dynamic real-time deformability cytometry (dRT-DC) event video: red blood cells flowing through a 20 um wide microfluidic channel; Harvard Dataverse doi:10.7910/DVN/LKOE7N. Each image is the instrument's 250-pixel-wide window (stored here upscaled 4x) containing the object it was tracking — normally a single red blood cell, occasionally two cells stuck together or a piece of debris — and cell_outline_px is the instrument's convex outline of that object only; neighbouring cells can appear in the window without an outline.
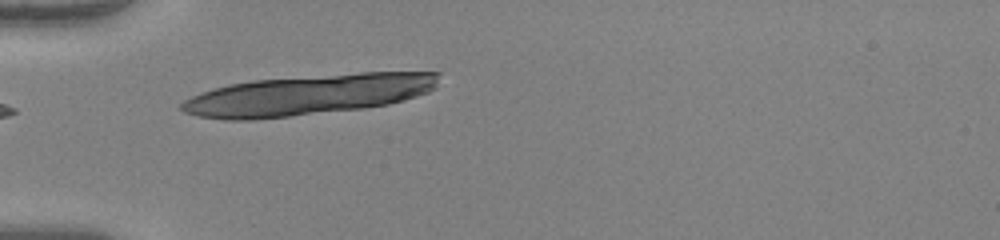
{"species": "human", "species_latin": "Homo sapiens", "temperature_condition": "warm", "stored_images_in_passage": 35, "segment_of_instrument_passage": [1, 2], "camera_frame_rate_fps": 3000, "um_per_image_px": 0.085, "donor": {"sex": "female"}, "frame": {"image": 1, "passage_image": 1, "time_ms": 0.0, "image_size_px": [1000, 240], "cell_outline_px": [[440, 72], [436, 88], [428, 92], [404, 100], [388, 104], [364, 108], [252, 120], [224, 120], [200, 116], [184, 112], [180, 108], [180, 104], [184, 100], [192, 96], [216, 88], [232, 84], [252, 80], [360, 72]], "centroid_in_image_um": [26.21, 8.06], "position_along_channel_um": 58.8, "area_um2": 60.4}}